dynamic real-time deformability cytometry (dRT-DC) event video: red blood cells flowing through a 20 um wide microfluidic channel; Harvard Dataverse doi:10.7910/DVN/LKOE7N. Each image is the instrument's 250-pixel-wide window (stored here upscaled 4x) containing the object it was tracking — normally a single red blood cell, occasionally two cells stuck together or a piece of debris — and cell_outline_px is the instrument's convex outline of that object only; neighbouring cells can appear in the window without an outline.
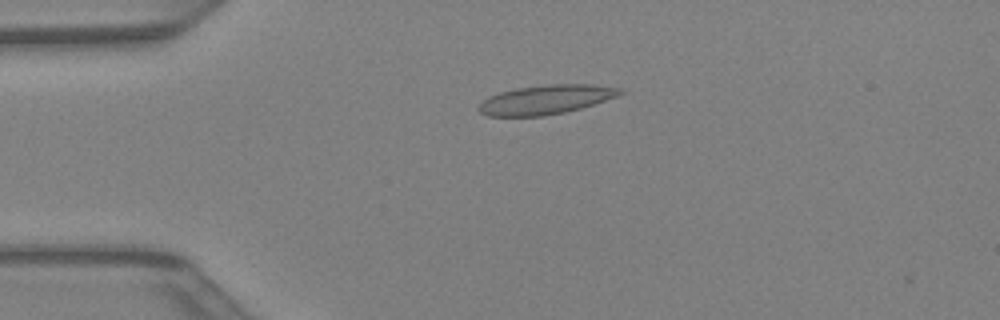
{"species": "Egyptian fruit bat (a non-hibernating species)", "species_latin": "Rousettus aegyptiacus", "temperature_condition": "warm", "stored_images_in_passage": 36, "camera_frame_rate_fps": 3000, "um_per_image_px": 0.085, "animal": {"sex": "female"}, "frame": {"image": 1, "passage_image": 3, "time_ms": 0.667, "image_size_px": [1000, 320], "cell_outline_px": [[628, 92], [620, 96], [580, 108], [564, 112], [544, 116], [488, 116], [480, 112], [476, 108], [488, 96], [500, 92], [516, 88], [544, 84], [592, 84], [624, 88]], "centroid_in_image_um": [46.46, 8.45], "position_along_channel_um": 38.5, "area_um2": 24.39}}
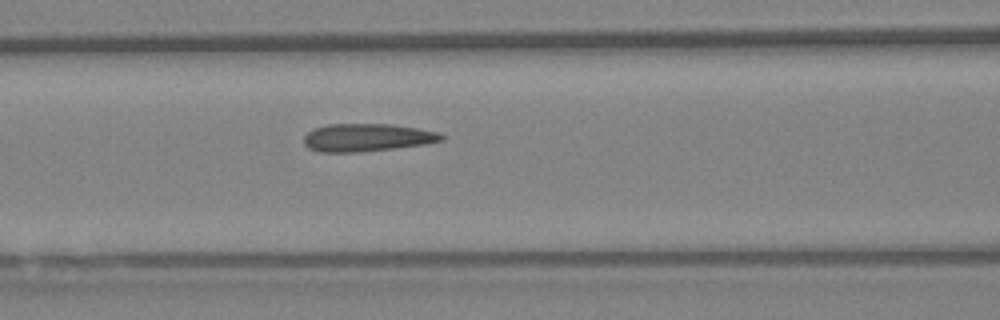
{"frame": {"image": 2, "passage_image": 11, "time_ms": 3.333, "image_size_px": [1000, 320], "cell_outline_px": [[444, 140], [428, 144], [356, 152], [320, 152], [308, 148], [304, 144], [304, 136], [308, 132], [316, 128], [328, 124], [392, 124], [416, 128], [436, 132], [444, 136]], "centroid_in_image_um": [31.19, 11.69], "position_along_channel_um": 135.4, "area_um2": 22.14}}
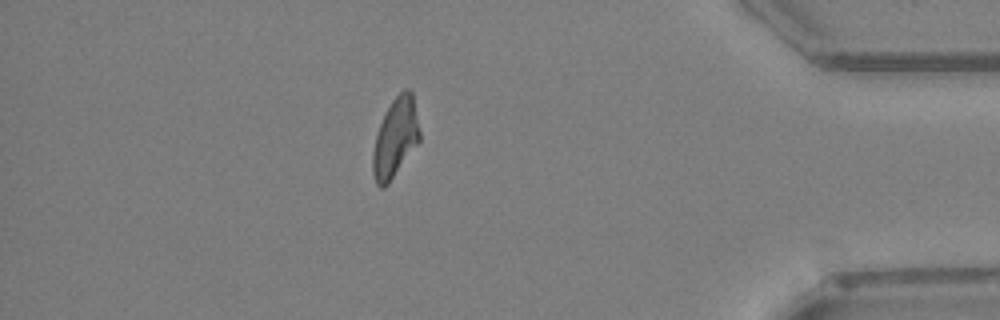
{"frame": {"image": 3, "passage_image": 30, "time_ms": 9.667, "image_size_px": [1000, 320], "cell_outline_px": [[420, 140], [388, 184], [384, 188], [380, 188], [376, 184], [372, 172], [372, 152], [376, 136], [380, 124], [392, 100], [404, 88], [408, 88], [412, 92], [420, 132]], "centroid_in_image_um": [33.59, 11.73], "position_along_channel_um": 401.6, "area_um2": 21.39}}